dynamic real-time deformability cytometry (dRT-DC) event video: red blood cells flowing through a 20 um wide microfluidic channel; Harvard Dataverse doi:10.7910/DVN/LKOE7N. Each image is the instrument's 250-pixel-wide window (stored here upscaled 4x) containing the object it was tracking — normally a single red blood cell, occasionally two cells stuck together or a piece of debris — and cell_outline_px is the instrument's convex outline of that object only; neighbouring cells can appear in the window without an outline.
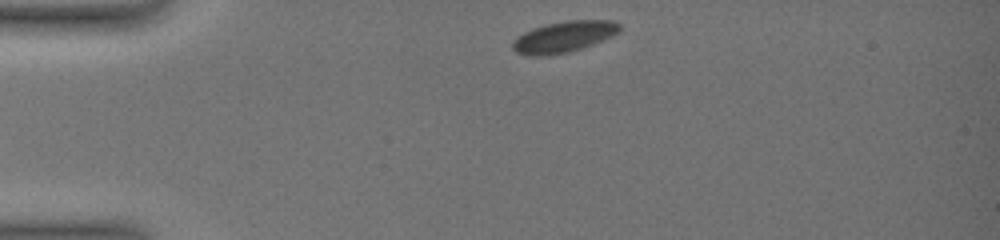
{"species": "common noctule bat (a hibernating species)", "species_latin": "Nyctalus noctula", "temperature_condition": "warm", "stored_images_in_passage": 26, "camera_frame_rate_fps": 3000, "um_per_image_px": 0.085, "animal": {"sex": "female", "body_mass_g": 19.0, "forearm_length_mm": 51.5}, "frame": {"image": 1, "passage_image": 1, "time_ms": 0.0, "image_size_px": [1000, 240], "cell_outline_px": [[620, 28], [616, 32], [592, 44], [568, 52], [548, 56], [528, 56], [516, 52], [512, 48], [512, 44], [516, 36], [532, 28], [544, 24], [568, 20], [612, 20], [620, 24]], "centroid_in_image_um": [47.84, 3.13], "position_along_channel_um": 37.2, "area_um2": 19.25}}
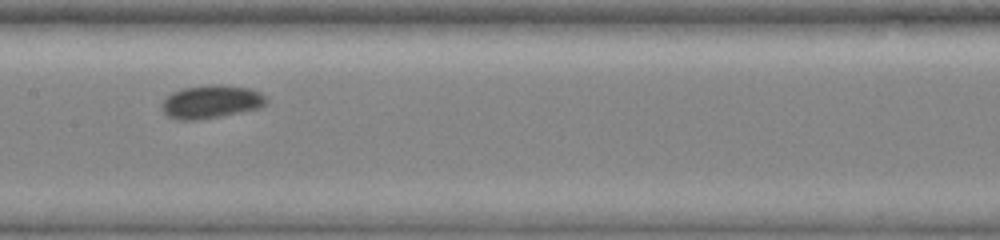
{"frame": {"image": 2, "passage_image": 21, "time_ms": 5.333, "image_size_px": [1000, 240], "cell_outline_px": [[268, 100], [260, 108], [200, 120], [176, 120], [168, 116], [160, 108], [160, 104], [172, 92], [184, 88], [212, 84], [220, 84], [252, 88], [268, 96]], "centroid_in_image_um": [17.96, 8.64], "position_along_channel_um": 189.4, "area_um2": 20.46}}
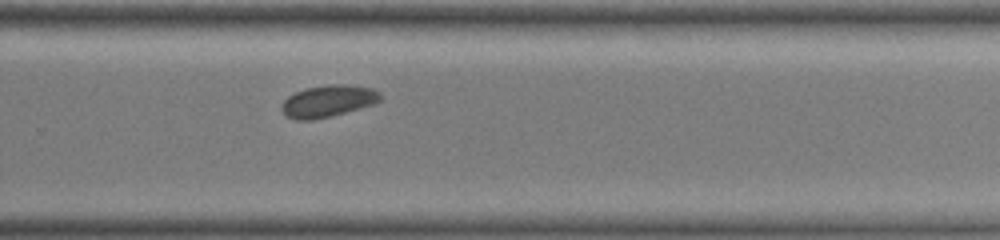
{"frame": {"image": 3, "passage_image": 26, "time_ms": 8.333, "image_size_px": [1000, 240], "cell_outline_px": [[380, 100], [376, 104], [332, 116], [312, 120], [296, 120], [288, 116], [280, 108], [284, 100], [288, 96], [296, 92], [308, 88], [332, 84], [344, 84], [372, 88], [380, 92]], "centroid_in_image_um": [27.91, 8.6], "position_along_channel_um": 301.9, "area_um2": 18.26}}